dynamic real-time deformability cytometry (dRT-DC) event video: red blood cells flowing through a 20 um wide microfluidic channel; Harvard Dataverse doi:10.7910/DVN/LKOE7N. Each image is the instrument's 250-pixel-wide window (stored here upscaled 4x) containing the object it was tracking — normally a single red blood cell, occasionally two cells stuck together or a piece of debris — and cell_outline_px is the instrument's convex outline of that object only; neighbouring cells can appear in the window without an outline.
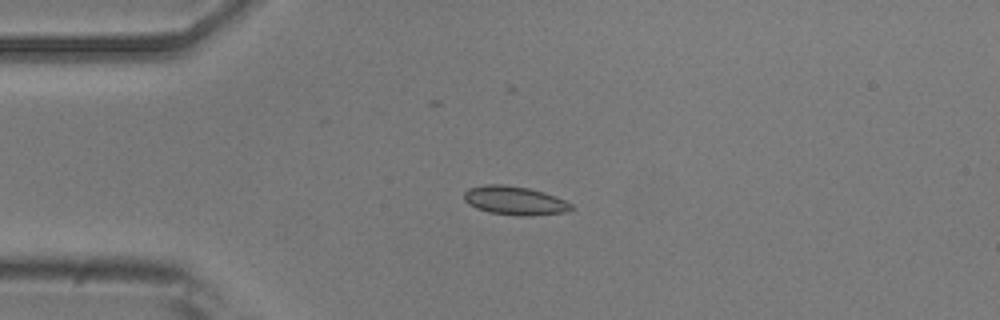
{"species": "common noctule bat (a hibernating species)", "species_latin": "Nyctalus noctula", "temperature_condition": "room temperature", "stored_images_in_passage": 5, "camera_frame_rate_fps": 3000, "um_per_image_px": 0.085, "animal": {"sex": "male", "body_mass_g": 20.5, "forearm_length_mm": 52.5}, "frame": {"image": 1, "passage_image": 4, "time_ms": 3.667, "image_size_px": [1000, 320], "cell_outline_px": [[576, 208], [568, 212], [528, 216], [520, 216], [488, 212], [476, 208], [468, 204], [464, 200], [464, 192], [468, 188], [484, 184], [504, 184], [528, 188], [544, 192], [564, 200], [572, 204]], "centroid_in_image_um": [43.75, 17.05], "position_along_channel_um": 41.2, "area_um2": 18.15}}